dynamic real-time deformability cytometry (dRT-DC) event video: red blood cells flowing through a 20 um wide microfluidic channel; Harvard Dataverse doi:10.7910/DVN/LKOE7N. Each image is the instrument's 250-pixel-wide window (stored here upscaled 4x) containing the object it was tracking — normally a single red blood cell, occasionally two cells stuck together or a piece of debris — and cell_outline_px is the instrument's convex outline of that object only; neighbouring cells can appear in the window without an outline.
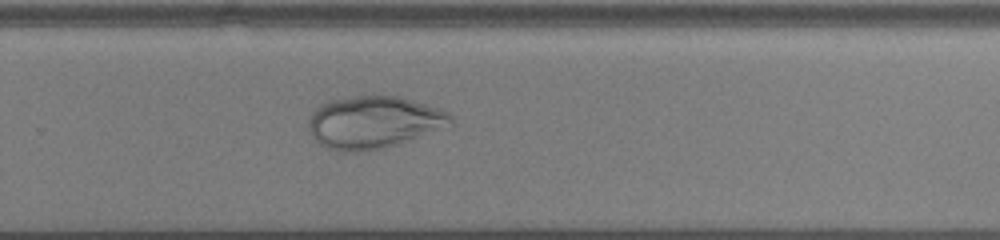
{"species": "common noctule bat (a hibernating species)", "species_latin": "Nyctalus noctula", "temperature_condition": "cold", "stored_images_in_passage": 42, "camera_frame_rate_fps": 3000, "um_per_image_px": 0.085, "animal": {"sex": "male", "body_mass_g": 13.0, "forearm_length_mm": 53.1}, "frame": {"image": 1, "passage_image": 24, "time_ms": 7.667, "image_size_px": [1000, 240], "cell_outline_px": [[452, 124], [408, 140], [384, 148], [360, 152], [340, 152], [324, 148], [312, 136], [308, 128], [308, 120], [312, 112], [320, 104], [328, 100], [372, 92], [396, 96], [424, 104], [448, 112], [452, 116]], "centroid_in_image_um": [31.67, 10.36], "position_along_channel_um": 298.1, "area_um2": 43.81}}
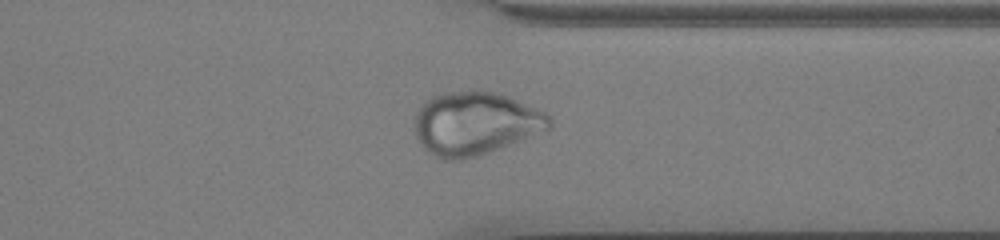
{"frame": {"image": 2, "passage_image": 30, "time_ms": 9.667, "image_size_px": [1000, 240], "cell_outline_px": [[552, 124], [548, 128], [488, 152], [476, 156], [460, 160], [440, 160], [428, 152], [424, 148], [416, 136], [416, 112], [432, 96], [444, 92], [472, 88], [476, 88], [496, 92], [508, 96], [536, 108], [544, 112], [552, 120]], "centroid_in_image_um": [40.36, 10.45], "position_along_channel_um": 371.0, "area_um2": 49.36}}